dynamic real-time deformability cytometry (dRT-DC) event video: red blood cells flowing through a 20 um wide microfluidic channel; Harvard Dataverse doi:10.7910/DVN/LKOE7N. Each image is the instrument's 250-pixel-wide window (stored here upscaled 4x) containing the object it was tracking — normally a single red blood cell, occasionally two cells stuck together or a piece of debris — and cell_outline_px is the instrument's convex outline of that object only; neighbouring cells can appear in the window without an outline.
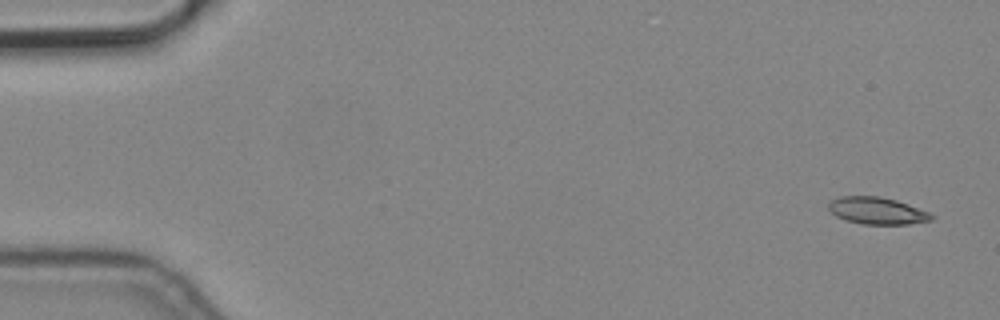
{"species": "common noctule bat (a hibernating species)", "species_latin": "Nyctalus noctula", "temperature_condition": "cold", "stored_images_in_passage": 6, "camera_frame_rate_fps": 3000, "um_per_image_px": 0.085, "animal": {"sex": "male", "body_mass_g": 19.2, "forearm_length_mm": 51.8}, "frame": {"image": 1, "passage_image": 1, "time_ms": 0.0, "image_size_px": [1000, 320], "cell_outline_px": [[936, 216], [932, 220], [908, 224], [864, 224], [844, 220], [836, 216], [828, 208], [828, 204], [832, 200], [840, 196], [880, 196], [896, 200], [928, 212]], "centroid_in_image_um": [74.54, 17.91], "position_along_channel_um": 10.5, "area_um2": 16.13}}
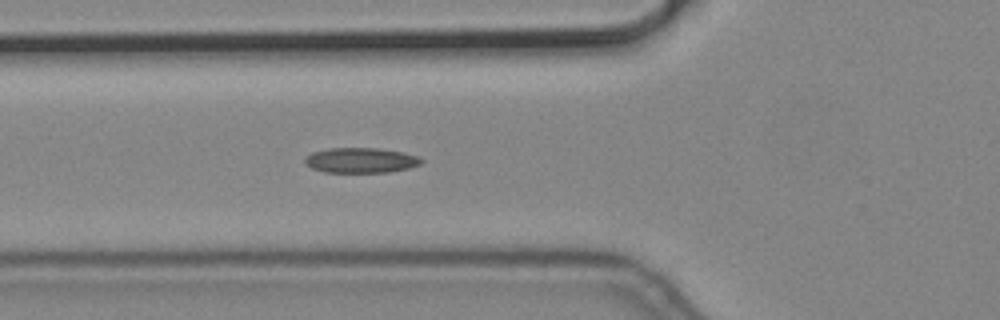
{"frame": {"image": 2, "passage_image": 6, "time_ms": 1.667, "image_size_px": [1000, 320], "cell_outline_px": [[424, 160], [420, 164], [408, 168], [388, 172], [324, 172], [312, 168], [304, 164], [304, 160], [312, 152], [328, 148], [380, 148], [404, 152], [420, 156]], "centroid_in_image_um": [30.69, 13.62], "position_along_channel_um": 95.1, "area_um2": 17.17}}